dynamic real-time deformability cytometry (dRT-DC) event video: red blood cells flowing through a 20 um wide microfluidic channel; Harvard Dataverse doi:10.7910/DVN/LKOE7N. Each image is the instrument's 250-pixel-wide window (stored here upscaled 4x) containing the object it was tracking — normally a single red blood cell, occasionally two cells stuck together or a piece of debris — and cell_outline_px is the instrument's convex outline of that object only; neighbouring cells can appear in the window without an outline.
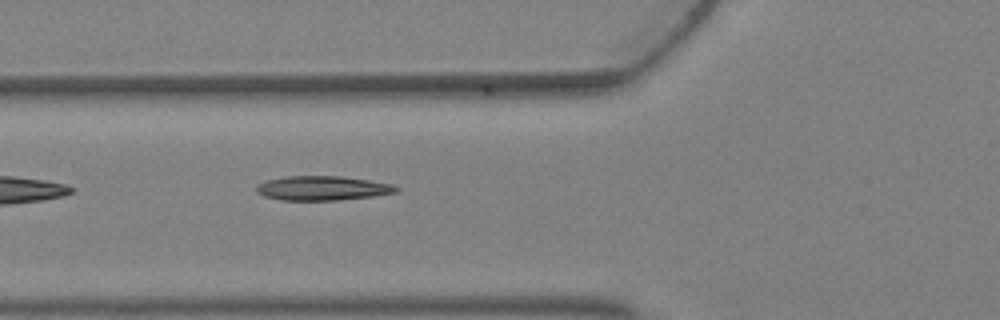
{"species": "Egyptian fruit bat (a non-hibernating species)", "species_latin": "Rousettus aegyptiacus", "temperature_condition": "warm", "stored_images_in_passage": 4, "camera_frame_rate_fps": 3000, "um_per_image_px": 0.085, "animal": {"sex": "female"}, "frame": {"image": 1, "passage_image": 4, "time_ms": 1.0, "image_size_px": [1000, 320], "cell_outline_px": [[400, 192], [372, 196], [340, 200], [280, 200], [264, 196], [256, 192], [256, 184], [268, 180], [288, 176], [340, 176], [368, 180], [392, 184], [400, 188]], "centroid_in_image_um": [27.42, 16.0], "position_along_channel_um": 98.4, "area_um2": 19.88}}